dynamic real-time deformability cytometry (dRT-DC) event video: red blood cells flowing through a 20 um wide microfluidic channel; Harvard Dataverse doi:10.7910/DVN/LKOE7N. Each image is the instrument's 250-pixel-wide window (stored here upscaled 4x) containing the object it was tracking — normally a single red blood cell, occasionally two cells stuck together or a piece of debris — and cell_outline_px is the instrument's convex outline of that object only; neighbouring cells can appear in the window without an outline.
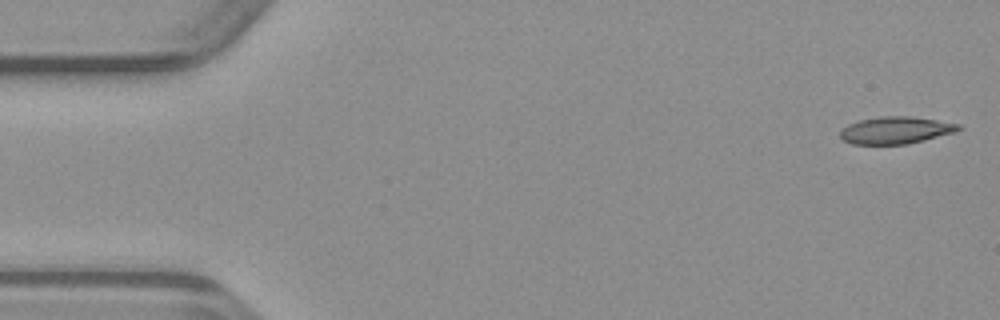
{"species": "common noctule bat (a hibernating species)", "species_latin": "Nyctalus noctula", "temperature_condition": "warm", "stored_images_in_passage": 13, "camera_frame_rate_fps": 3000, "um_per_image_px": 0.085, "animal": {"sex": "male", "body_mass_g": 23.1, "forearm_length_mm": 52.7}, "frame": {"image": 1, "passage_image": 1, "time_ms": 0.0, "image_size_px": [1000, 320], "cell_outline_px": [[964, 128], [956, 132], [908, 144], [852, 144], [844, 140], [840, 136], [840, 132], [848, 124], [860, 120], [880, 116], [908, 116], [936, 120], [960, 124]], "centroid_in_image_um": [76.17, 11.07], "position_along_channel_um": 8.8, "area_um2": 18.67}}
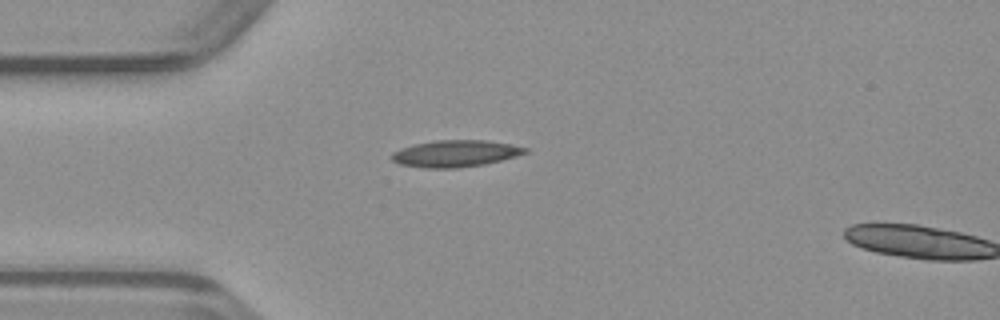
{"frame": {"image": 2, "passage_image": 12, "time_ms": 3.667, "image_size_px": [1000, 320], "cell_outline_px": [[528, 152], [516, 156], [484, 164], [456, 168], [424, 168], [400, 164], [392, 160], [392, 152], [400, 148], [416, 144], [436, 140], [484, 140], [508, 144], [528, 148]], "centroid_in_image_um": [38.68, 13.05], "position_along_channel_um": 46.3, "area_um2": 20.58}}